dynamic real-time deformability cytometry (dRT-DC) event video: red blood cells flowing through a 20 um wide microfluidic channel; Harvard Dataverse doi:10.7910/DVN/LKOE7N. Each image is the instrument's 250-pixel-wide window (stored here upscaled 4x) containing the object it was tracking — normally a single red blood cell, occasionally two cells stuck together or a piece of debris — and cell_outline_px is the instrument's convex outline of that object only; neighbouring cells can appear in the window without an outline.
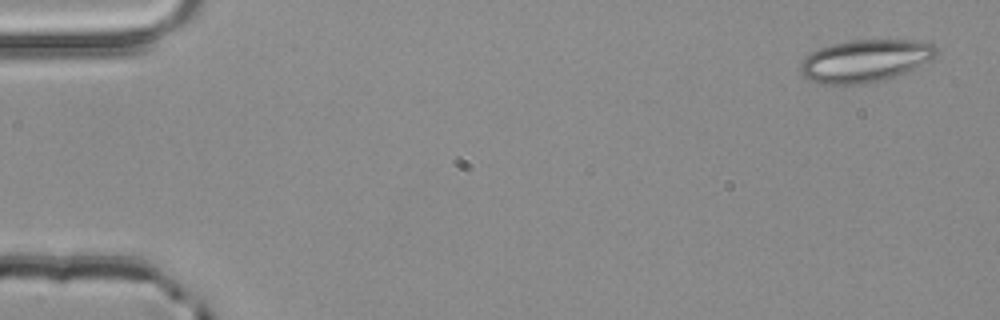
{"species": "common noctule bat (a hibernating species)", "species_latin": "Nyctalus noctula", "temperature_condition": "room temperature", "stored_images_in_passage": 4, "camera_frame_rate_fps": 3000, "um_per_image_px": 0.085, "animal": {"sex": "male", "body_mass_g": 20.4}, "frame": {"image": 1, "passage_image": 1, "time_ms": 0.0, "image_size_px": [1000, 320], "cell_outline_px": [[936, 56], [932, 60], [896, 76], [864, 84], [820, 84], [804, 76], [800, 72], [800, 64], [812, 52], [820, 48], [832, 44], [852, 40], [912, 40], [932, 44], [936, 48]], "centroid_in_image_um": [73.54, 5.17], "position_along_channel_um": 11.5, "area_um2": 33.23}}
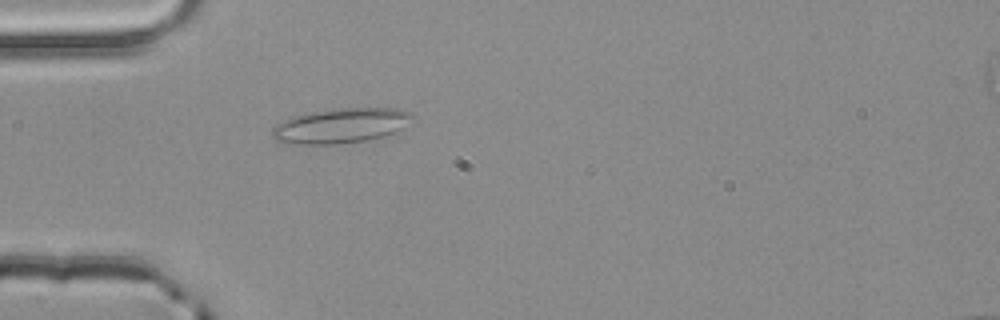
{"frame": {"image": 2, "passage_image": 4, "time_ms": 1.0, "image_size_px": [1000, 320], "cell_outline_px": [[416, 116], [396, 132], [384, 136], [364, 140], [336, 144], [284, 144], [276, 140], [272, 136], [272, 128], [296, 116], [312, 112], [340, 108], [396, 108], [412, 112]], "centroid_in_image_um": [29.02, 10.69], "position_along_channel_um": 56.0, "area_um2": 28.21}}